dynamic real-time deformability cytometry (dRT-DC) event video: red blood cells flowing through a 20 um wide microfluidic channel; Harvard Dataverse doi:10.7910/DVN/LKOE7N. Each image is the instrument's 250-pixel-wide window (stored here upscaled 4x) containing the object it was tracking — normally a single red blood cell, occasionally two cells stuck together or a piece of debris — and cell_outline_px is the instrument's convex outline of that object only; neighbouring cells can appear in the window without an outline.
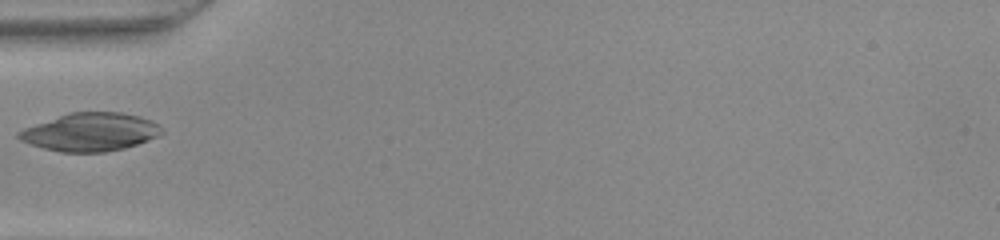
{"species": "common noctule bat (a hibernating species)", "species_latin": "Nyctalus noctula", "temperature_condition": "warm", "stored_images_in_passage": 33, "camera_frame_rate_fps": 3000, "um_per_image_px": 0.085, "animal": {"sex": "female", "body_mass_g": 22.0, "forearm_length_mm": 56.7}, "frame": {"image": 1, "passage_image": 1, "time_ms": 0.0, "image_size_px": [1000, 240], "cell_outline_px": [[164, 132], [160, 136], [124, 148], [104, 152], [60, 152], [44, 148], [20, 140], [16, 136], [16, 132], [24, 128], [72, 112], [120, 112], [140, 116], [160, 124], [164, 128]], "centroid_in_image_um": [7.73, 11.22], "position_along_channel_um": 77.3, "area_um2": 31.67}}
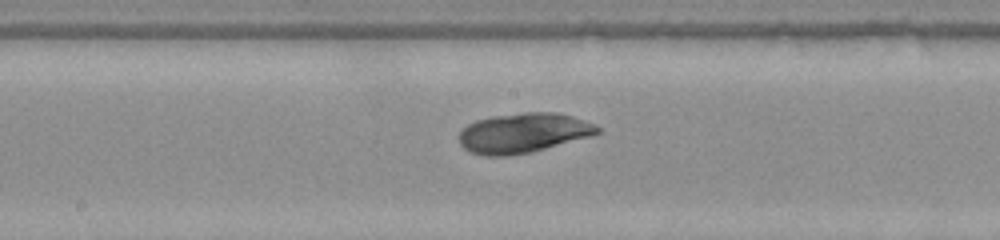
{"frame": {"image": 2, "passage_image": 10, "time_ms": 3.0, "image_size_px": [1000, 240], "cell_outline_px": [[600, 132], [592, 136], [532, 152], [508, 156], [484, 156], [468, 152], [460, 144], [460, 132], [468, 124], [476, 120], [492, 116], [524, 112], [556, 112], [572, 116], [596, 124], [600, 128]], "centroid_in_image_um": [44.49, 11.31], "position_along_channel_um": 203.7, "area_um2": 32.31}}
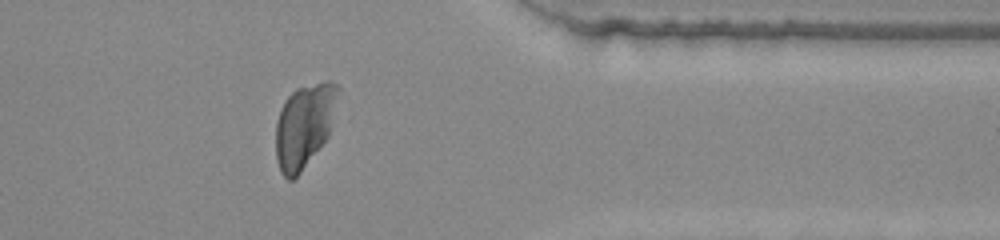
{"frame": {"image": 3, "passage_image": 24, "time_ms": 7.667, "image_size_px": [1000, 240], "cell_outline_px": [[340, 88], [332, 124], [328, 136], [300, 172], [292, 180], [288, 180], [280, 172], [276, 160], [276, 124], [284, 100], [296, 88], [324, 80], [328, 80], [336, 84]], "centroid_in_image_um": [25.87, 10.64], "position_along_channel_um": 385.5, "area_um2": 30.23}}